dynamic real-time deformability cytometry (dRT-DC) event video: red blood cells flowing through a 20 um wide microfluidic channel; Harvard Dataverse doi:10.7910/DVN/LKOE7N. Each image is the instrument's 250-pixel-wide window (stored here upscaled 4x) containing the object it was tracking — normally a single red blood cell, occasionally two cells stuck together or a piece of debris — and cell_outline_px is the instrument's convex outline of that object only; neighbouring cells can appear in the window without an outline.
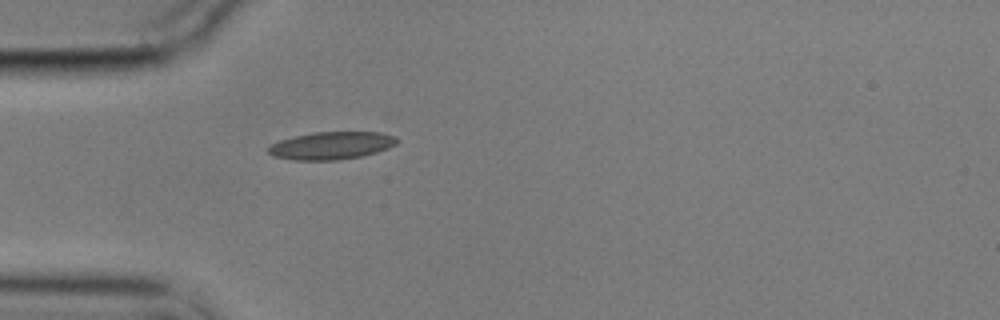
{"species": "common noctule bat (a hibernating species)", "species_latin": "Nyctalus noctula", "temperature_condition": "cold", "stored_images_in_passage": 1, "camera_frame_rate_fps": 3000, "um_per_image_px": 0.085, "animal": {"sex": "male", "body_mass_g": 17.9}, "frame": {"image": 1, "passage_image": 1, "time_ms": 0.0, "image_size_px": [1000, 320], "cell_outline_px": [[364, 152], [348, 156], [292, 156], [296, 140], [308, 136], [336, 132], [356, 132]], "centroid_in_image_um": [27.94, 12.33], "position_along_channel_um": 57.1, "area_um2": 10.29}}